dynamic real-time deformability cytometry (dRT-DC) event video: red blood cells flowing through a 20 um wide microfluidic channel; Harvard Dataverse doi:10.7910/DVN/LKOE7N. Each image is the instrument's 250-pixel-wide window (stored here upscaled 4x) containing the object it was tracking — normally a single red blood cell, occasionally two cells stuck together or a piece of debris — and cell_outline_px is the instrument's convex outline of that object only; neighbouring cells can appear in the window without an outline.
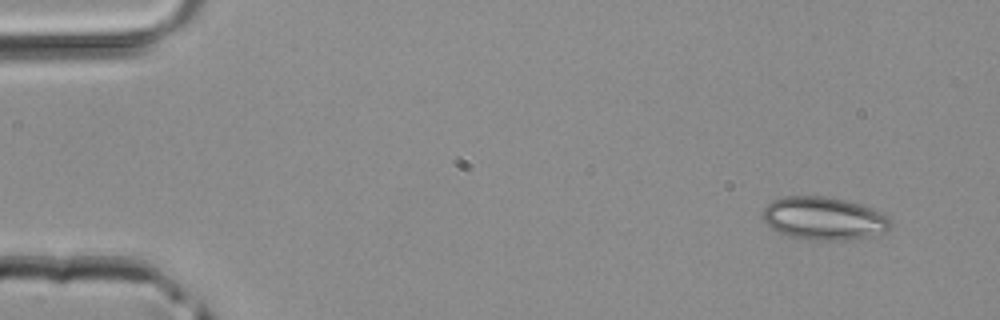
{"species": "common noctule bat (a hibernating species)", "species_latin": "Nyctalus noctula", "temperature_condition": "room temperature", "stored_images_in_passage": 3, "camera_frame_rate_fps": 3000, "um_per_image_px": 0.085, "animal": {"sex": "male", "body_mass_g": 20.4}, "frame": {"image": 1, "passage_image": 1, "time_ms": 0.0, "image_size_px": [1000, 320], "cell_outline_px": [[892, 224], [884, 232], [852, 240], [812, 240], [788, 236], [772, 228], [764, 220], [764, 208], [772, 200], [784, 196], [824, 196], [844, 200], [860, 204], [884, 212], [892, 220]], "centroid_in_image_um": [70.07, 18.56], "position_along_channel_um": 14.9, "area_um2": 32.02}}